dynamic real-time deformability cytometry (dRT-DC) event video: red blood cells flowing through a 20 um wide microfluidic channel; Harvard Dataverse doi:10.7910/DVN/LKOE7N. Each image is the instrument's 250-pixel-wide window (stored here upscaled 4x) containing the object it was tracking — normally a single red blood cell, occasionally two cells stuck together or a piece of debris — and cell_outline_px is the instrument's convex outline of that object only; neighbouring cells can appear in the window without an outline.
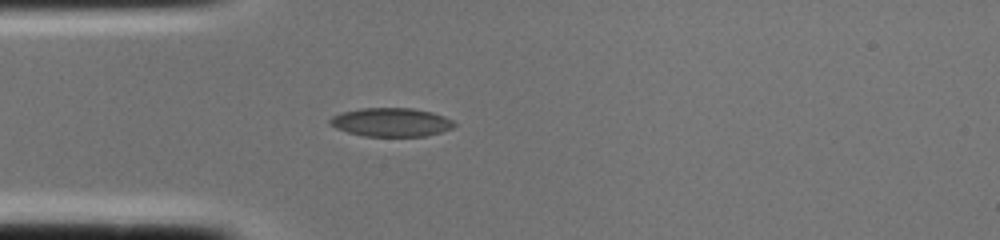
{"species": "common noctule bat (a hibernating species)", "species_latin": "Nyctalus noctula", "temperature_condition": "cold", "stored_images_in_passage": 2, "camera_frame_rate_fps": 3000, "um_per_image_px": 0.085, "animal": {"sex": "female", "body_mass_g": 22.0, "forearm_length_mm": 56.7}, "frame": {"image": 1, "passage_image": 2, "time_ms": 0.333, "image_size_px": [1000, 240], "cell_outline_px": [[456, 124], [452, 128], [440, 132], [424, 136], [364, 136], [348, 132], [336, 128], [328, 124], [328, 120], [332, 116], [340, 112], [360, 108], [412, 108], [432, 112], [444, 116], [452, 120]], "centroid_in_image_um": [33.21, 10.38], "position_along_channel_um": 51.8, "area_um2": 20.81}}